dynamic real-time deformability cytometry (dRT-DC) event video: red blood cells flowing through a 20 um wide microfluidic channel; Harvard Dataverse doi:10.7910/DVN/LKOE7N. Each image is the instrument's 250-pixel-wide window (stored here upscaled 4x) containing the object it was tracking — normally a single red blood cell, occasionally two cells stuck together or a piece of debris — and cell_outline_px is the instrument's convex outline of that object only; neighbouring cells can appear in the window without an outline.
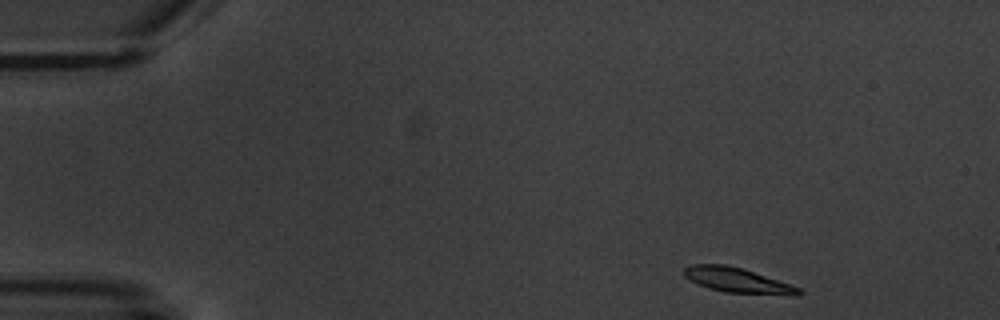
{"species": "common noctule bat (a hibernating species)", "species_latin": "Nyctalus noctula", "temperature_condition": "warm", "stored_images_in_passage": 6, "camera_frame_rate_fps": 3000, "um_per_image_px": 0.085, "animal": {"sex": "male", "body_mass_g": 20.1, "forearm_length_mm": 53.5}, "frame": {"image": 1, "passage_image": 1, "time_ms": 0.0, "image_size_px": [1000, 320], "cell_outline_px": [[804, 292], [800, 296], [788, 296], [724, 292], [708, 288], [684, 276], [684, 268], [692, 264], [724, 264], [744, 268], [792, 284], [800, 288]], "centroid_in_image_um": [62.8, 23.84], "position_along_channel_um": 22.2, "area_um2": 17.05}}